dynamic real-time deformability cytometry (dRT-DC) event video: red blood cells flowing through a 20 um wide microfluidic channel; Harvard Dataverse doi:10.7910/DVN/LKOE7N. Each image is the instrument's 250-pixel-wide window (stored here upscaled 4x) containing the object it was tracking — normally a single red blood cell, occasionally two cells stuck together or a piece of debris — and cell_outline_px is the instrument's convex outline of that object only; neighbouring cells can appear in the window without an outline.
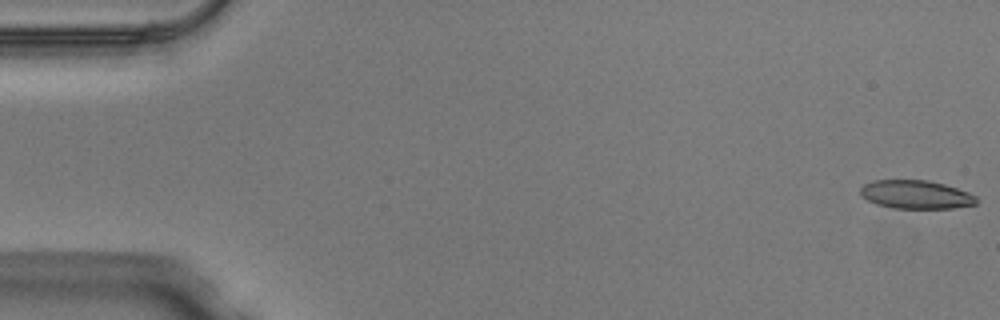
{"species": "Egyptian fruit bat (a non-hibernating species)", "species_latin": "Rousettus aegyptiacus", "temperature_condition": "warm", "stored_images_in_passage": 50, "camera_frame_rate_fps": 3000, "um_per_image_px": 0.085, "animal": {"sex": "male"}, "frame": {"image": 1, "passage_image": 1, "time_ms": 0.0, "image_size_px": [1000, 320], "cell_outline_px": [[976, 204], [952, 208], [892, 208], [876, 204], [868, 200], [860, 192], [860, 188], [864, 184], [872, 180], [928, 180], [944, 184], [968, 192], [976, 196]], "centroid_in_image_um": [77.84, 16.53], "position_along_channel_um": 7.2, "area_um2": 19.13}}
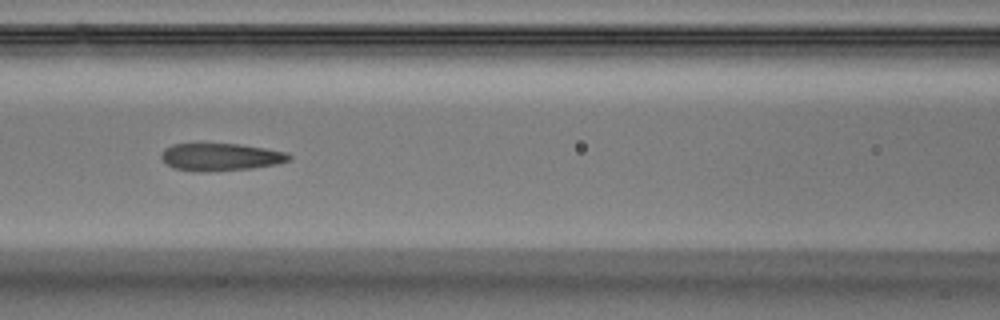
{"frame": {"image": 2, "passage_image": 22, "time_ms": 7.0, "image_size_px": [1000, 320], "cell_outline_px": [[292, 156], [288, 160], [276, 164], [252, 168], [208, 172], [196, 172], [172, 168], [160, 156], [164, 148], [172, 144], [236, 144], [264, 148], [288, 152]], "centroid_in_image_um": [18.73, 13.35], "position_along_channel_um": 147.9, "area_um2": 20.46}}
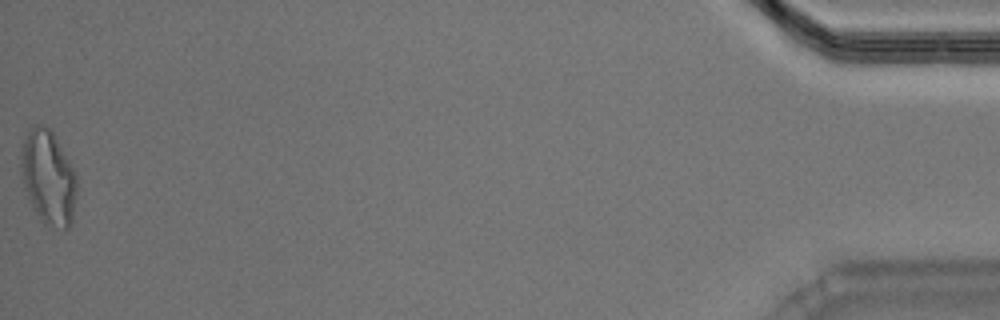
{"frame": {"image": 3, "passage_image": 50, "time_ms": 16.333, "image_size_px": [1000, 320], "cell_outline_px": [[76, 192], [72, 224], [68, 228], [48, 228], [40, 220], [24, 188], [20, 172], [20, 156], [24, 140], [28, 132], [36, 124], [44, 124], [52, 132], [68, 160], [76, 176]], "centroid_in_image_um": [4.09, 15.13], "position_along_channel_um": 431.1, "area_um2": 30.46}, "authors_computed_cell_mechanics": {"area_um2": 20.9525, "velocity_mm_per_s": 4.0779, "shape_relaxation_time_tau1_ms": null, "shape_relaxation_time_tau2_ms": 1.2633, "deformation_change_tau1": null, "deformation_change_tau2": 0.0901}}